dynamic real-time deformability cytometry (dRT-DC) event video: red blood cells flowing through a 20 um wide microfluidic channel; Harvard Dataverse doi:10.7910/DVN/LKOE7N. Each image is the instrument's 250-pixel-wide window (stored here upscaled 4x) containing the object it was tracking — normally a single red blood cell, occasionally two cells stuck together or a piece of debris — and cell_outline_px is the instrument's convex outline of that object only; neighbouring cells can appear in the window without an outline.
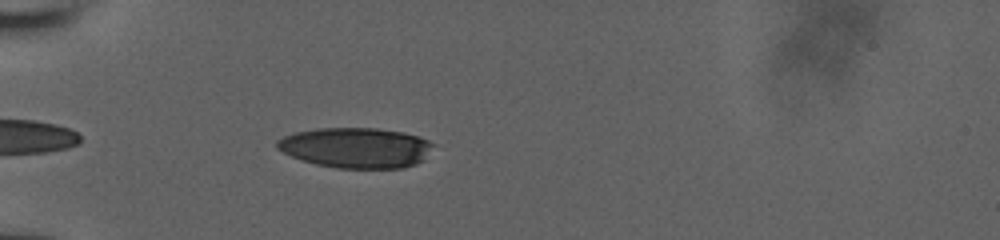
{"species": "human", "species_latin": "Homo sapiens", "temperature_condition": "room temperature", "stored_images_in_passage": 9, "camera_frame_rate_fps": 3000, "um_per_image_px": 0.085, "donor": {"sex": "male"}, "frame": {"image": 1, "passage_image": 7, "time_ms": 1.333, "image_size_px": [1000, 240], "cell_outline_px": [[436, 144], [424, 160], [416, 164], [404, 168], [336, 168], [316, 164], [292, 156], [276, 148], [276, 140], [284, 136], [296, 132], [316, 128], [376, 128], [404, 132], [420, 136]], "centroid_in_image_um": [30.31, 12.55], "position_along_channel_um": 54.7, "area_um2": 36.93}}